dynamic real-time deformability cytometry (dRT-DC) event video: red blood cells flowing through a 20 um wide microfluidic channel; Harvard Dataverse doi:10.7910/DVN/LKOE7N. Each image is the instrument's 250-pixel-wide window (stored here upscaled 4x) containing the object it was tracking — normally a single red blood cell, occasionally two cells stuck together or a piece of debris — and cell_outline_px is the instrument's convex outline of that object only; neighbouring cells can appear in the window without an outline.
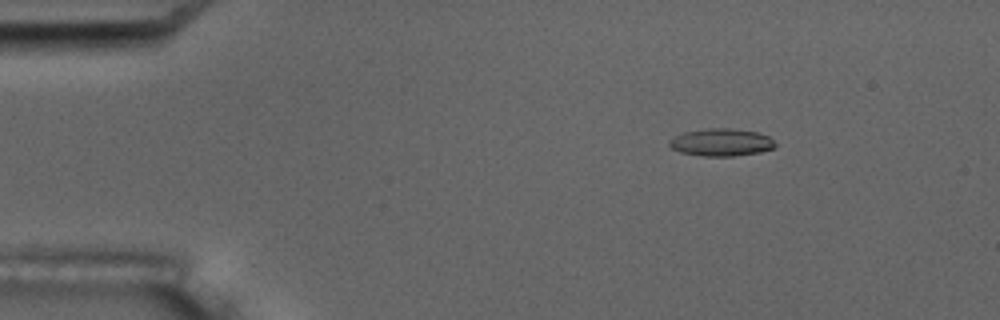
{"species": "common noctule bat (a hibernating species)", "species_latin": "Nyctalus noctula", "temperature_condition": "room temperature", "stored_images_in_passage": 6, "camera_frame_rate_fps": 3000, "um_per_image_px": 0.085, "animal": {"sex": "male", "body_mass_g": 17.5, "forearm_length_mm": 52.3}, "frame": {"image": 1, "passage_image": 2, "time_ms": 1.0, "image_size_px": [1000, 320], "cell_outline_px": [[776, 144], [772, 148], [760, 152], [732, 156], [704, 156], [680, 152], [672, 148], [668, 144], [668, 140], [684, 132], [708, 128], [728, 128], [756, 132], [768, 136]], "centroid_in_image_um": [61.27, 12.1], "position_along_channel_um": 23.7, "area_um2": 16.76}}